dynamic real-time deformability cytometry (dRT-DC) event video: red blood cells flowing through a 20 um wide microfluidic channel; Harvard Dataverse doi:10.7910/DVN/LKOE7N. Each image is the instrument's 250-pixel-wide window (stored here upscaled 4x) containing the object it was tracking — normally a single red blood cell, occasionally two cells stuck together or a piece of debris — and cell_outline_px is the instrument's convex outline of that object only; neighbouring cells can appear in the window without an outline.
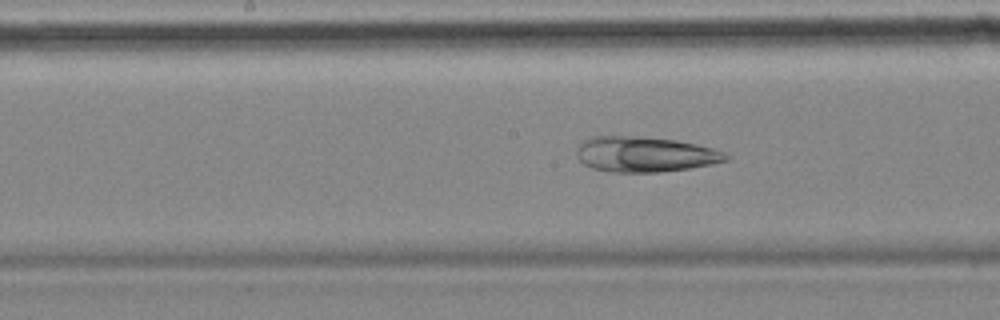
{"species": "common noctule bat (a hibernating species)", "species_latin": "Nyctalus noctula", "temperature_condition": "cold", "stored_images_in_passage": 30, "camera_frame_rate_fps": 3000, "um_per_image_px": 0.085, "animal": {"sex": "female", "body_mass_g": 18.4}, "frame": {"image": 1, "passage_image": 13, "time_ms": 4.0, "image_size_px": [1000, 320], "cell_outline_px": [[732, 156], [728, 160], [688, 168], [660, 172], [608, 172], [592, 168], [584, 164], [576, 156], [576, 148], [584, 140], [592, 136], [628, 136], [676, 140], [696, 144], [712, 148], [724, 152]], "centroid_in_image_um": [54.79, 13.12], "position_along_channel_um": 193.4, "area_um2": 30.63}}
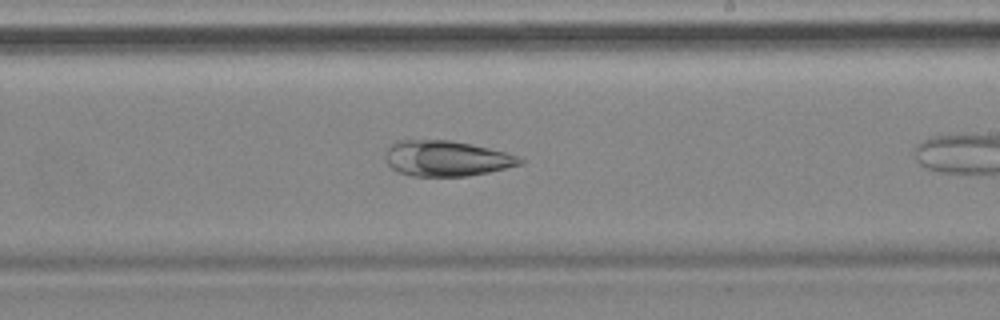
{"frame": {"image": 2, "passage_image": 18, "time_ms": 5.667, "image_size_px": [1000, 320], "cell_outline_px": [[524, 164], [488, 172], [468, 176], [412, 176], [400, 172], [392, 168], [388, 164], [384, 156], [392, 140], [452, 140], [472, 144], [508, 152], [524, 160]], "centroid_in_image_um": [37.95, 13.45], "position_along_channel_um": 251.1, "area_um2": 28.09}}